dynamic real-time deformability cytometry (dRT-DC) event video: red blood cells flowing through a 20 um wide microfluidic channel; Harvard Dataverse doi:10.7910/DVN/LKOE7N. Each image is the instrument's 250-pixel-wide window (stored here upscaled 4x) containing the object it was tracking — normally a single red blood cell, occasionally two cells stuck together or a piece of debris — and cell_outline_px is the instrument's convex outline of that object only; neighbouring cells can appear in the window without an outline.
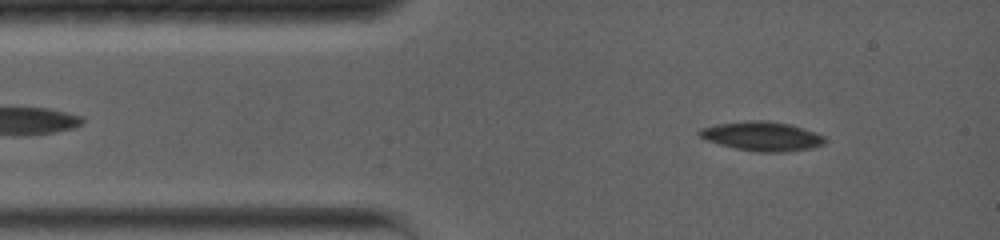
{"species": "common noctule bat (a hibernating species)", "species_latin": "Nyctalus noctula", "temperature_condition": "warm", "stored_images_in_passage": 49, "camera_frame_rate_fps": 5000, "um_per_image_px": 0.085, "animal": {"sex": "female", "body_mass_g": 19.0, "forearm_length_mm": 56.7}, "frame": {"image": 1, "passage_image": 5, "time_ms": 1.2, "image_size_px": [1000, 240], "cell_outline_px": [[824, 144], [812, 148], [784, 152], [756, 152], [736, 148], [720, 144], [708, 140], [700, 136], [696, 132], [700, 128], [716, 124], [744, 120], [764, 120], [792, 124], [804, 128], [824, 136]], "centroid_in_image_um": [64.77, 11.57], "position_along_channel_um": 20.2, "area_um2": 21.44}}
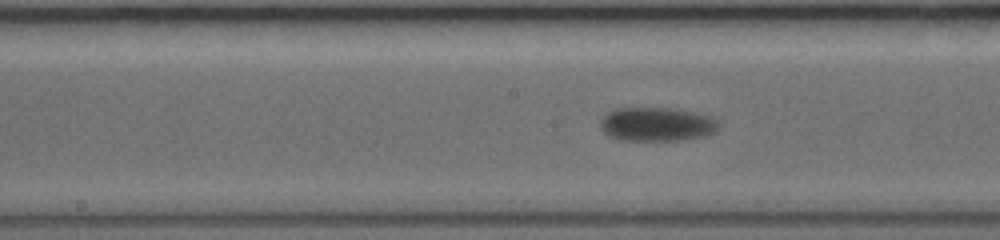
{"frame": {"image": 2, "passage_image": 28, "time_ms": 6.8, "image_size_px": [1000, 240], "cell_outline_px": [[720, 124], [716, 132], [704, 136], [680, 140], [620, 140], [608, 136], [600, 128], [600, 120], [608, 112], [616, 108], [680, 108], [708, 116], [716, 120]], "centroid_in_image_um": [55.82, 10.56], "position_along_channel_um": 192.4, "area_um2": 23.52}}
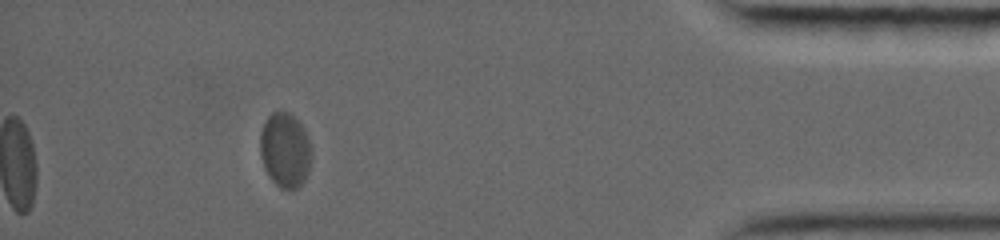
{"frame": {"image": 3, "passage_image": 49, "time_ms": 14.2, "image_size_px": [1000, 240], "cell_outline_px": [[312, 156], [308, 172], [304, 180], [296, 188], [280, 188], [268, 176], [264, 168], [260, 156], [260, 132], [268, 116], [272, 112], [288, 112], [300, 120], [304, 128], [312, 152]], "centroid_in_image_um": [24.23, 12.74], "position_along_channel_um": 411.0, "area_um2": 22.48}, "authors_computed_cell_mechanics": {"area_um2": 22.542, "velocity_mm_per_s": 3.7176, "shape_relaxation_time_tau1_ms": 5.0082, "shape_relaxation_time_tau2_ms": null, "deformation_change_tau1": 0.0985, "deformation_change_tau2": null}}